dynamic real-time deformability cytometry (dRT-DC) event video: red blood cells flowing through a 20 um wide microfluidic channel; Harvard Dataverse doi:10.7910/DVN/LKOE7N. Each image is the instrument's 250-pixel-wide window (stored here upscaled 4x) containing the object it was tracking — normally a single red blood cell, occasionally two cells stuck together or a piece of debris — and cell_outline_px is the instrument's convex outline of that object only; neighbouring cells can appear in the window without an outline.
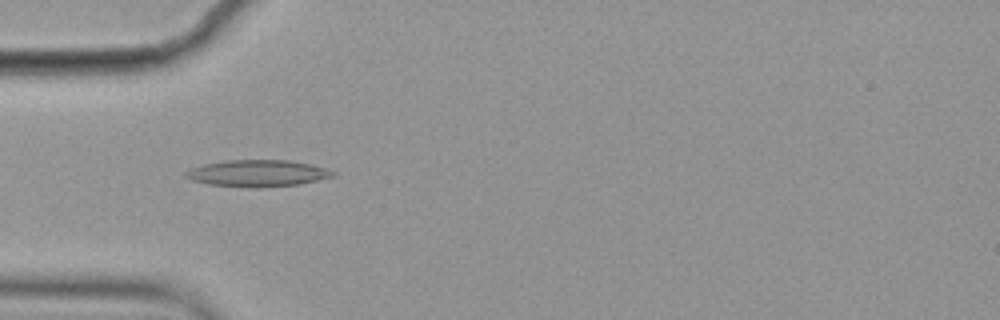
{"species": "common noctule bat (a hibernating species)", "species_latin": "Nyctalus noctula", "temperature_condition": "cold", "stored_images_in_passage": 5, "camera_frame_rate_fps": 3000, "um_per_image_px": 0.085, "animal": {"sex": "female", "body_mass_g": 19.9}, "frame": {"image": 1, "passage_image": 4, "time_ms": 1.0, "image_size_px": [1000, 320], "cell_outline_px": [[336, 176], [300, 184], [260, 188], [208, 184], [192, 180], [184, 176], [184, 172], [192, 168], [204, 164], [224, 160], [288, 160], [308, 164], [324, 168], [336, 172]], "centroid_in_image_um": [21.89, 14.73], "position_along_channel_um": 63.1, "area_um2": 22.83}}
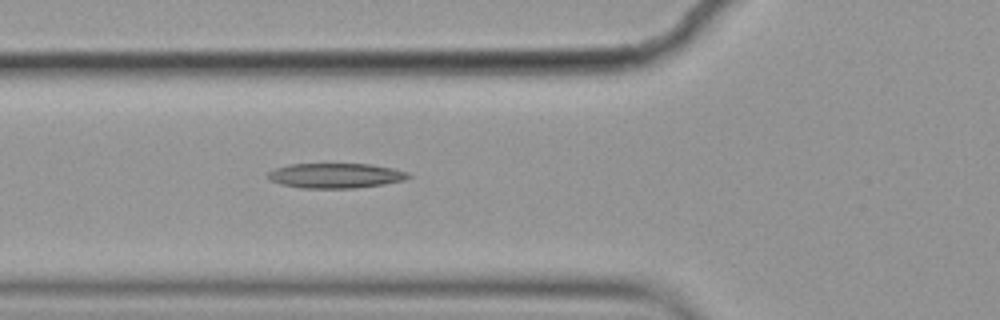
{"frame": {"image": 2, "passage_image": 5, "time_ms": 1.333, "image_size_px": [1000, 320], "cell_outline_px": [[412, 176], [404, 180], [384, 184], [356, 188], [300, 188], [280, 184], [272, 180], [268, 176], [268, 172], [276, 168], [288, 164], [368, 164], [392, 168], [408, 172]], "centroid_in_image_um": [28.54, 14.93], "position_along_channel_um": 97.3, "area_um2": 20.35}}